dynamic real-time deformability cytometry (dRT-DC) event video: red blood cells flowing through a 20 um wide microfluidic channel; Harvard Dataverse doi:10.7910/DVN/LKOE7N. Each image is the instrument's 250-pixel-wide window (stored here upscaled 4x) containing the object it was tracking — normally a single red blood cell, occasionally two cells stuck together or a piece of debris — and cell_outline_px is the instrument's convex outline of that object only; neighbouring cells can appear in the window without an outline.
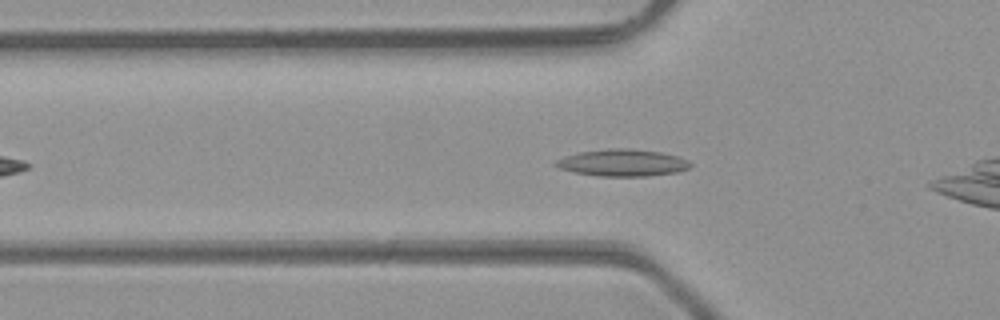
{"species": "common noctule bat (a hibernating species)", "species_latin": "Nyctalus noctula", "temperature_condition": "room temperature", "stored_images_in_passage": 40, "camera_frame_rate_fps": 3000, "um_per_image_px": 0.085, "animal": {"sex": "male", "body_mass_g": 23.1, "forearm_length_mm": 52.7}, "frame": {"image": 1, "passage_image": 7, "time_ms": 2.0, "image_size_px": [1000, 320], "cell_outline_px": [[692, 164], [688, 168], [676, 172], [648, 176], [596, 176], [572, 172], [560, 168], [552, 164], [556, 160], [564, 156], [580, 152], [608, 148], [628, 148], [660, 152], [676, 156], [688, 160]], "centroid_in_image_um": [52.87, 13.83], "position_along_channel_um": 72.9, "area_um2": 21.15}}
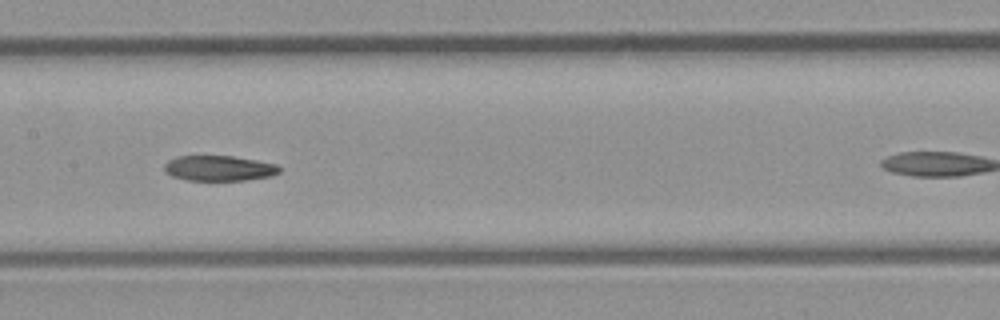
{"frame": {"image": 2, "passage_image": 15, "time_ms": 4.667, "image_size_px": [1000, 320], "cell_outline_px": [[280, 172], [272, 176], [244, 180], [188, 180], [172, 176], [164, 172], [164, 164], [168, 160], [176, 156], [232, 156], [256, 160], [276, 164], [280, 168]], "centroid_in_image_um": [18.6, 14.3], "position_along_channel_um": 188.8, "area_um2": 16.99}}
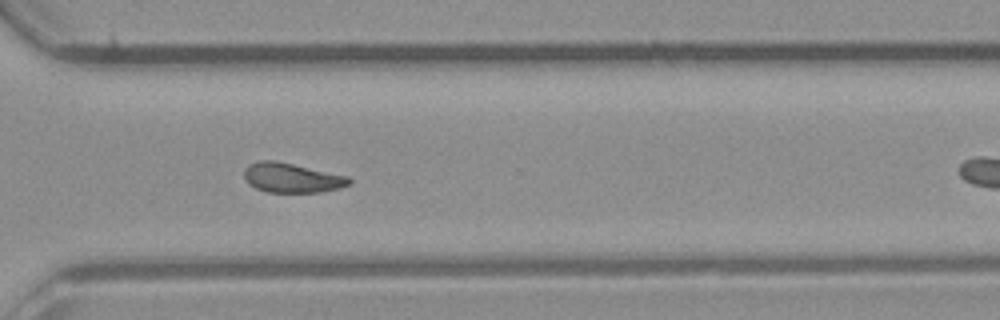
{"frame": {"image": 3, "passage_image": 26, "time_ms": 8.333, "image_size_px": [1000, 320], "cell_outline_px": [[352, 184], [320, 192], [268, 192], [256, 188], [248, 184], [244, 176], [244, 168], [248, 164], [260, 160], [276, 160], [348, 176], [352, 180]], "centroid_in_image_um": [24.78, 15.1], "position_along_channel_um": 345.8, "area_um2": 18.15}, "authors_computed_cell_mechanics": {"area_um2": 18.3226, "velocity_mm_per_s": 4.2992, "shape_relaxation_time_tau1_ms": null, "shape_relaxation_time_tau2_ms": 5.2178, "deformation_change_tau1": null, "deformation_change_tau2": 0.1138}}